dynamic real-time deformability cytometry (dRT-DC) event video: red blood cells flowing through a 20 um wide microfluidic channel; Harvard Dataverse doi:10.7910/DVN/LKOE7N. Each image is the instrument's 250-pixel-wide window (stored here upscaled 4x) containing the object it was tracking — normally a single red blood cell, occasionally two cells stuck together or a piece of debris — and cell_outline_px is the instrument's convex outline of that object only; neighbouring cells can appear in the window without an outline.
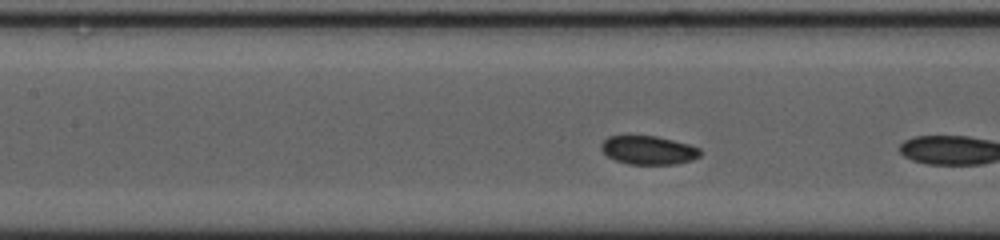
{"species": "common noctule bat (a hibernating species)", "species_latin": "Nyctalus noctula", "temperature_condition": "cold", "stored_images_in_passage": 30, "camera_frame_rate_fps": 3000, "um_per_image_px": 0.085, "animal": {"sex": "female", "body_mass_g": 23.0, "forearm_length_mm": 53.4}, "frame": {"image": 1, "passage_image": 10, "time_ms": 3.0, "image_size_px": [1000, 240], "cell_outline_px": [[700, 156], [692, 160], [676, 164], [628, 164], [616, 160], [608, 156], [600, 148], [600, 144], [608, 136], [656, 136], [688, 144], [700, 148]], "centroid_in_image_um": [55.11, 12.76], "position_along_channel_um": 152.3, "area_um2": 16.42}, "authors_computed_cell_mechanics": {"area_um2": 16.9932, "velocity_mm_per_s": 3.5817, "shape_relaxation_time_tau1_ms": null, "shape_relaxation_time_tau2_ms": 3.0196, "deformation_change_tau1": null, "deformation_change_tau2": 0.0553}}